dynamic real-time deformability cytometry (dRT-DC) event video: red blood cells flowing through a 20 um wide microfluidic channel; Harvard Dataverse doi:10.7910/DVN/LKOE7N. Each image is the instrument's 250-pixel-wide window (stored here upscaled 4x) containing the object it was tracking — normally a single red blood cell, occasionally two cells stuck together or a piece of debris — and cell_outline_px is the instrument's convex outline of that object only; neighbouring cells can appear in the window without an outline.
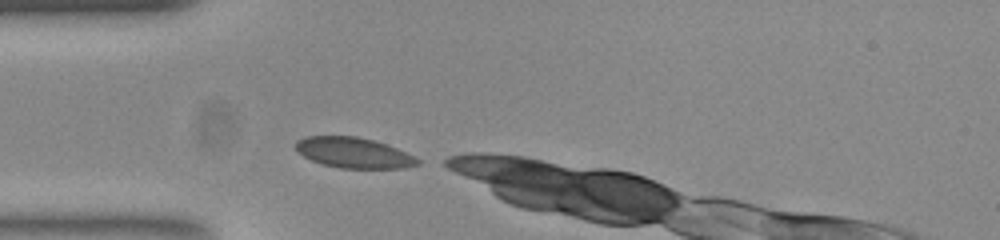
{"species": "common noctule bat (a hibernating species)", "species_latin": "Nyctalus noctula", "temperature_condition": "room temperature", "stored_images_in_passage": 18, "camera_frame_rate_fps": 3000, "um_per_image_px": 0.085, "animal": {"sex": "female", "body_mass_g": 23.0, "forearm_length_mm": 53.4}, "frame": {"image": 1, "passage_image": 1, "time_ms": 0.0, "image_size_px": [1000, 240], "cell_outline_px": [[420, 164], [404, 168], [340, 168], [320, 164], [304, 156], [296, 148], [296, 140], [308, 136], [356, 136], [372, 140], [396, 148], [420, 160]], "centroid_in_image_um": [30.04, 12.99], "position_along_channel_um": 55.0, "area_um2": 21.39}}
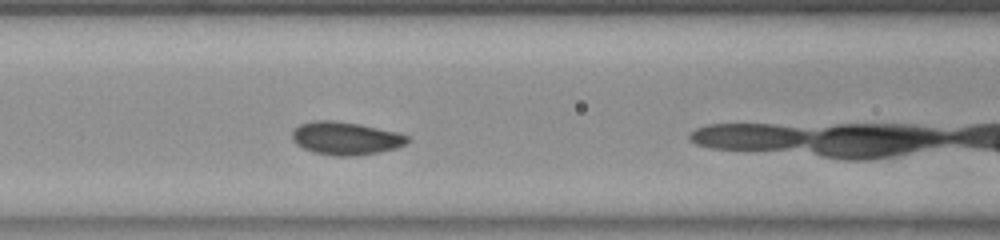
{"frame": {"image": 2, "passage_image": 8, "time_ms": 2.333, "image_size_px": [1000, 240], "cell_outline_px": [[408, 140], [404, 144], [396, 148], [356, 156], [332, 156], [312, 152], [296, 144], [292, 140], [292, 132], [300, 124], [312, 120], [332, 120], [360, 124], [396, 132], [408, 136]], "centroid_in_image_um": [29.33, 11.75], "position_along_channel_um": 137.3, "area_um2": 22.08}}
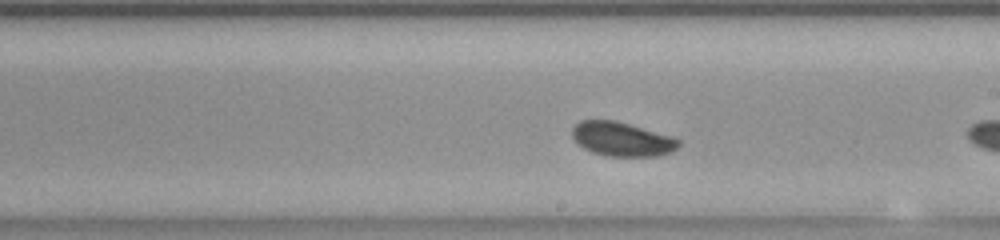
{"frame": {"image": 3, "passage_image": 16, "time_ms": 5.0, "image_size_px": [1000, 240], "cell_outline_px": [[680, 144], [672, 152], [656, 156], [608, 156], [592, 152], [584, 148], [572, 136], [572, 128], [580, 120], [616, 120], [672, 136], [680, 140]], "centroid_in_image_um": [52.88, 11.82], "position_along_channel_um": 236.1, "area_um2": 21.1}}